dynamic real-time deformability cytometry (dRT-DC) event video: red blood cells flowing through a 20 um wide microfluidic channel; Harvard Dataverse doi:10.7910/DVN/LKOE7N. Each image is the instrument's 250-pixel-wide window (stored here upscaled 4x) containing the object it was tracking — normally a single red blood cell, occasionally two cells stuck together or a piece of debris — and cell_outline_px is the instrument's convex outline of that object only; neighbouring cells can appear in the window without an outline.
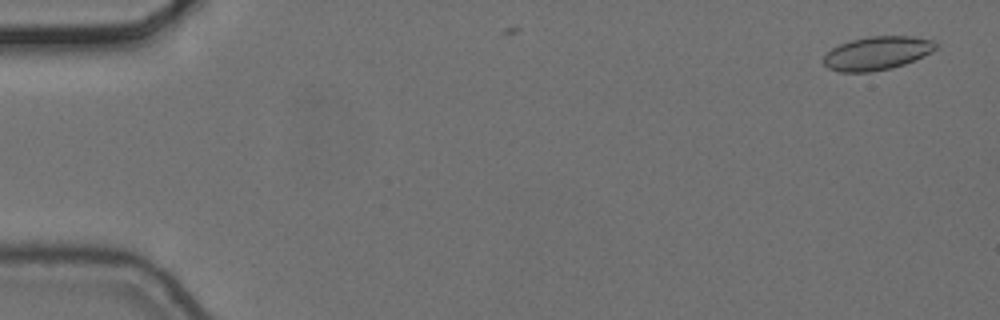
{"species": "common noctule bat (a hibernating species)", "species_latin": "Nyctalus noctula", "temperature_condition": "cold", "stored_images_in_passage": 2, "camera_frame_rate_fps": 3000, "um_per_image_px": 0.085, "animal": {"sex": "female", "body_mass_g": 24.6, "forearm_length_mm": 56.2}, "frame": {"image": 1, "passage_image": 1, "time_ms": 0.0, "image_size_px": [1000, 320], "cell_outline_px": [[940, 44], [932, 52], [904, 64], [892, 68], [872, 72], [840, 72], [828, 68], [824, 64], [824, 56], [832, 48], [840, 44], [852, 40], [868, 36], [912, 36], [936, 40]], "centroid_in_image_um": [74.59, 4.51], "position_along_channel_um": 10.4, "area_um2": 22.02}}